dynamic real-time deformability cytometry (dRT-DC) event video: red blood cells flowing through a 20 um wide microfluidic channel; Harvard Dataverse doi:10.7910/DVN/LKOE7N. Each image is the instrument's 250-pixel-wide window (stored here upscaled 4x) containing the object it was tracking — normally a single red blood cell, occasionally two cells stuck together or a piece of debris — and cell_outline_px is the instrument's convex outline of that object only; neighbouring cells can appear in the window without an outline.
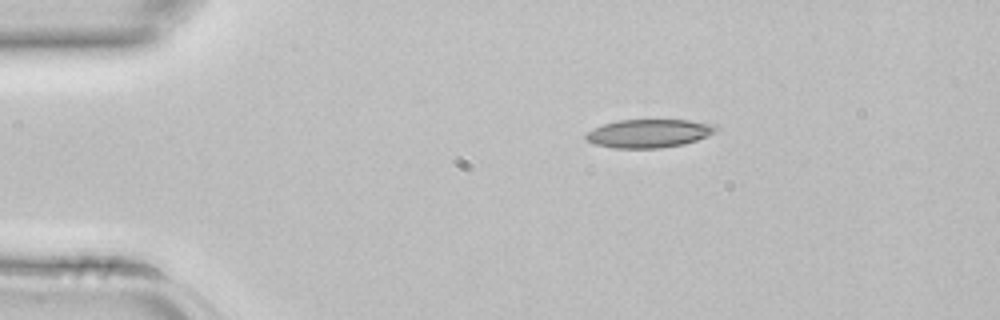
{"species": "common noctule bat (a hibernating species)", "species_latin": "Nyctalus noctula", "temperature_condition": "room temperature", "stored_images_in_passage": 2, "camera_frame_rate_fps": 3000, "um_per_image_px": 0.085, "animal": {"sex": "female", "body_mass_g": 22.7, "forearm_length_mm": 54.2}, "frame": {"image": 1, "passage_image": 1, "time_ms": 0.0, "image_size_px": [1000, 320], "cell_outline_px": [[720, 128], [708, 136], [684, 144], [660, 148], [616, 148], [596, 144], [588, 140], [584, 136], [592, 128], [604, 124], [620, 120], [688, 120], [716, 124]], "centroid_in_image_um": [55.2, 11.33], "position_along_channel_um": 29.8, "area_um2": 21.44}}